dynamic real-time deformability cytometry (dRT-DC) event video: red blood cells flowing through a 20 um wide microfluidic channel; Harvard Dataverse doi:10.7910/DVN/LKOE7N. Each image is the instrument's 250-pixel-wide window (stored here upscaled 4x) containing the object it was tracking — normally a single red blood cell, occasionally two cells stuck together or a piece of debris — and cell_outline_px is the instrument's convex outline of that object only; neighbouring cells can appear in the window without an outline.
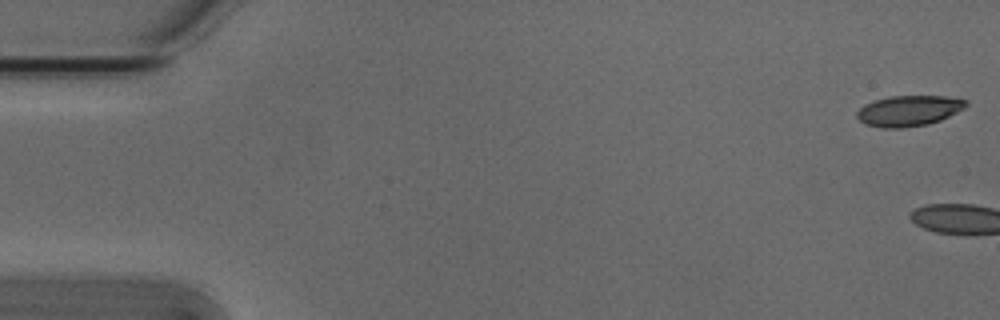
{"species": "Egyptian fruit bat (a non-hibernating species)", "species_latin": "Rousettus aegyptiacus", "temperature_condition": "cold", "stored_images_in_passage": 3, "camera_frame_rate_fps": 3000, "um_per_image_px": 0.085, "animal": {"sex": "male"}, "frame": {"image": 1, "passage_image": 1, "time_ms": 0.0, "image_size_px": [1000, 320], "cell_outline_px": [[968, 104], [964, 108], [940, 120], [928, 124], [900, 128], [884, 128], [864, 124], [856, 116], [856, 112], [864, 104], [876, 100], [892, 96], [944, 96], [968, 100]], "centroid_in_image_um": [77.24, 9.41], "position_along_channel_um": 7.8, "area_um2": 19.36}}